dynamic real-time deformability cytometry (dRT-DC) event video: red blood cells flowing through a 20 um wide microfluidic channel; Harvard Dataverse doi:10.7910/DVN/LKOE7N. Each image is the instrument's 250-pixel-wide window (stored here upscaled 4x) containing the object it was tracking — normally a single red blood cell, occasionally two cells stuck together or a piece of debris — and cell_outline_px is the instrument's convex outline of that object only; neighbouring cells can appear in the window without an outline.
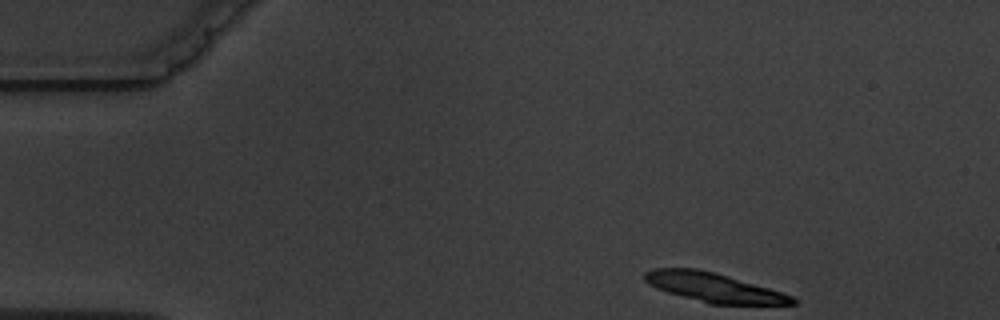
{"species": "common noctule bat (a hibernating species)", "species_latin": "Nyctalus noctula", "temperature_condition": "warm", "stored_images_in_passage": 6, "segment_of_instrument_passage": [1, 2], "camera_frame_rate_fps": 3000, "um_per_image_px": 0.085, "animal": {"sex": "male", "body_mass_g": 19.5, "forearm_length_mm": 54.6}, "frame": {"image": 1, "passage_image": 1, "time_ms": 0.0, "image_size_px": [1000, 320], "cell_outline_px": [[796, 304], [708, 304], [668, 292], [656, 288], [648, 284], [644, 280], [644, 272], [652, 268], [696, 268], [728, 276], [768, 288], [792, 296], [796, 300]], "centroid_in_image_um": [60.6, 24.43], "position_along_channel_um": 24.4, "area_um2": 24.8}}